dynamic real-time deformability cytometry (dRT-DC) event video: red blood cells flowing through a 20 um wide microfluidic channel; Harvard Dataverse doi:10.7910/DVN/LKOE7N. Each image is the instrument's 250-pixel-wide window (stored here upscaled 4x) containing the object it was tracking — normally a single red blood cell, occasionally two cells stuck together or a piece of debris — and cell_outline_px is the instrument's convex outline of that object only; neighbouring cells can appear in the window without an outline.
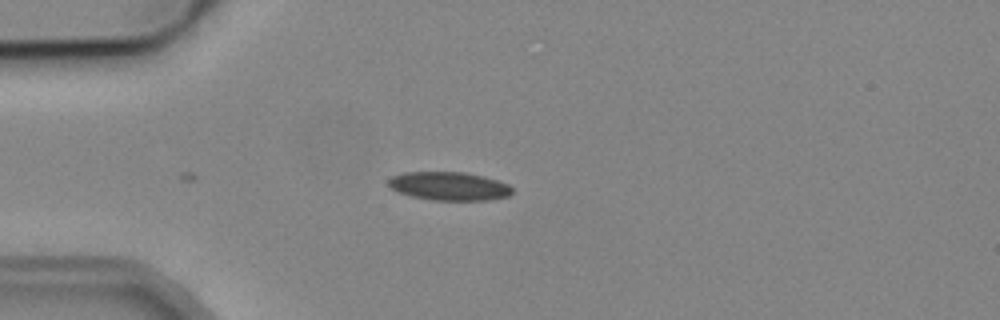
{"species": "common noctule bat (a hibernating species)", "species_latin": "Nyctalus noctula", "temperature_condition": "cold", "stored_images_in_passage": 6, "camera_frame_rate_fps": 3000, "um_per_image_px": 0.085, "animal": {"sex": "male", "body_mass_g": 19.2, "forearm_length_mm": 51.8}, "frame": {"image": 1, "passage_image": 3, "time_ms": 2.333, "image_size_px": [1000, 320], "cell_outline_px": [[512, 192], [508, 196], [488, 200], [432, 200], [412, 196], [396, 192], [388, 184], [388, 180], [392, 176], [404, 172], [464, 172], [484, 176], [508, 184], [512, 188]], "centroid_in_image_um": [38.16, 15.82], "position_along_channel_um": 46.8, "area_um2": 20.52}}
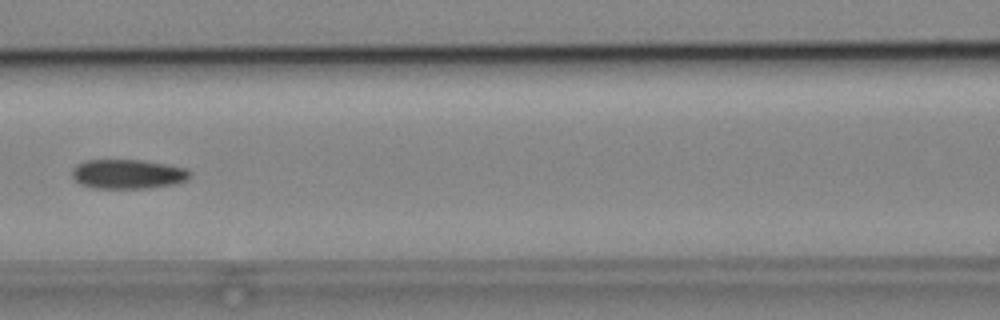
{"frame": {"image": 2, "passage_image": 6, "time_ms": 5.667, "image_size_px": [1000, 320], "cell_outline_px": [[192, 172], [188, 180], [172, 184], [152, 188], [92, 188], [80, 184], [72, 176], [72, 168], [76, 164], [84, 160], [140, 160], [188, 168]], "centroid_in_image_um": [10.86, 14.79], "position_along_channel_um": 155.7, "area_um2": 20.35}}